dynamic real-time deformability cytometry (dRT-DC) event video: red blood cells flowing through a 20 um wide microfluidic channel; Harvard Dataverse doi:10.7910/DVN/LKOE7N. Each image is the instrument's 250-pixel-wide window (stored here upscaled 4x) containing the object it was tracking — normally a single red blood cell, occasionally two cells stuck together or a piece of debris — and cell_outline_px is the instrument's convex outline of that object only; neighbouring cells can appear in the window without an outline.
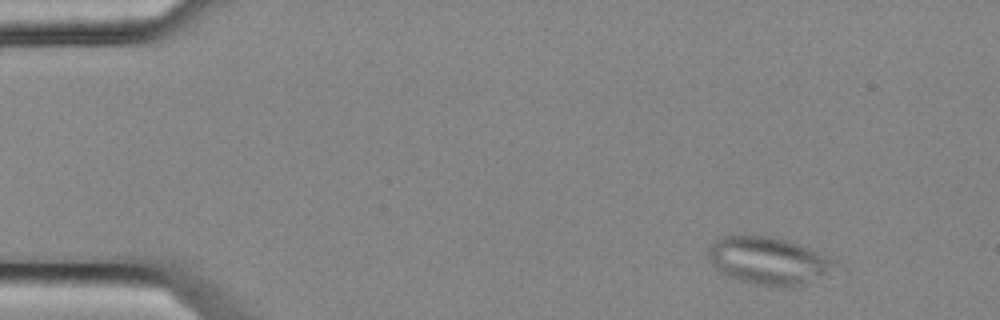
{"species": "common noctule bat (a hibernating species)", "species_latin": "Nyctalus noctula", "temperature_condition": "cold", "stored_images_in_passage": 5, "camera_frame_rate_fps": 3000, "um_per_image_px": 0.085, "animal": {"sex": "female", "body_mass_g": 25.1}, "frame": {"image": 1, "passage_image": 1, "time_ms": 0.0, "image_size_px": [1000, 320], "cell_outline_px": [[836, 260], [824, 276], [788, 288], [784, 288], [756, 284], [740, 280], [728, 276], [720, 272], [712, 264], [708, 256], [708, 248], [716, 240], [724, 236], [772, 236], [788, 240], [808, 248]], "centroid_in_image_um": [65.26, 22.16], "position_along_channel_um": 19.7, "area_um2": 34.45}}